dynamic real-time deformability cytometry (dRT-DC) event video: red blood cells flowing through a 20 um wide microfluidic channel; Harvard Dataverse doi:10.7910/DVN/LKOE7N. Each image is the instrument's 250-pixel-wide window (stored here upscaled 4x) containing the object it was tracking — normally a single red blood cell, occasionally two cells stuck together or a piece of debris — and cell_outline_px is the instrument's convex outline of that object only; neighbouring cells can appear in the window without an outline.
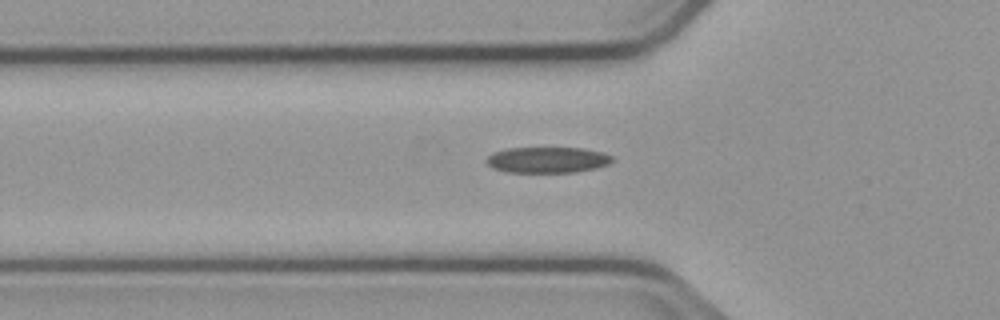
{"species": "common noctule bat (a hibernating species)", "species_latin": "Nyctalus noctula", "temperature_condition": "cold", "stored_images_in_passage": 35, "camera_frame_rate_fps": 3000, "um_per_image_px": 0.085, "animal": {"sex": "male", "body_mass_g": 23.1, "forearm_length_mm": 52.7}, "frame": {"image": 1, "passage_image": 3, "time_ms": 0.667, "image_size_px": [1000, 320], "cell_outline_px": [[616, 160], [608, 164], [596, 168], [572, 172], [508, 172], [492, 168], [484, 160], [492, 152], [508, 148], [580, 148], [604, 152], [612, 156]], "centroid_in_image_um": [46.53, 13.58], "position_along_channel_um": 79.3, "area_um2": 19.07}}
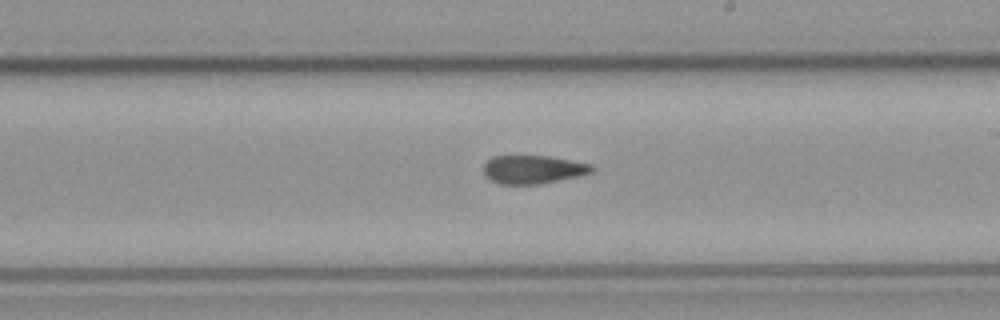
{"frame": {"image": 2, "passage_image": 16, "time_ms": 5.0, "image_size_px": [1000, 320], "cell_outline_px": [[596, 168], [592, 172], [580, 176], [540, 184], [500, 184], [484, 176], [484, 164], [488, 160], [496, 156], [548, 156], [592, 164]], "centroid_in_image_um": [45.34, 14.41], "position_along_channel_um": 243.7, "area_um2": 17.92}}
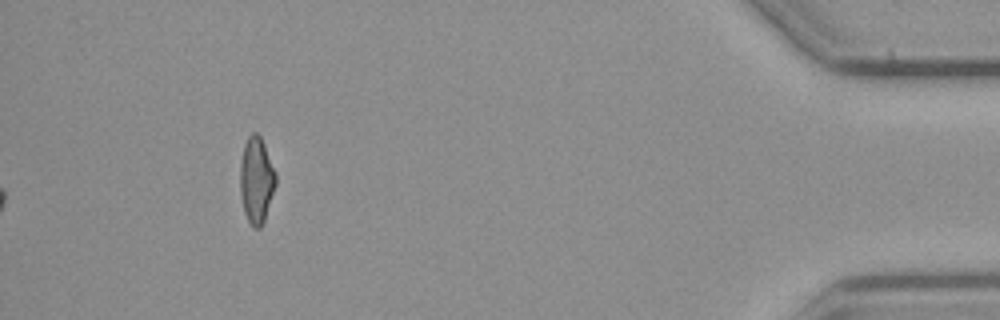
{"frame": {"image": 3, "passage_image": 35, "time_ms": 11.333, "image_size_px": [1000, 320], "cell_outline_px": [[276, 184], [264, 220], [260, 228], [252, 228], [244, 212], [240, 196], [240, 164], [244, 144], [248, 136], [252, 132], [256, 132], [260, 136], [264, 144], [276, 172]], "centroid_in_image_um": [21.78, 15.3], "position_along_channel_um": 413.4, "area_um2": 17.98}, "authors_computed_cell_mechanics": {"area_um2": 18.496, "velocity_mm_per_s": 3.7647, "shape_relaxation_time_tau1_ms": null, "shape_relaxation_time_tau2_ms": 7.6061, "deformation_change_tau1": null, "deformation_change_tau2": 0.1751}}